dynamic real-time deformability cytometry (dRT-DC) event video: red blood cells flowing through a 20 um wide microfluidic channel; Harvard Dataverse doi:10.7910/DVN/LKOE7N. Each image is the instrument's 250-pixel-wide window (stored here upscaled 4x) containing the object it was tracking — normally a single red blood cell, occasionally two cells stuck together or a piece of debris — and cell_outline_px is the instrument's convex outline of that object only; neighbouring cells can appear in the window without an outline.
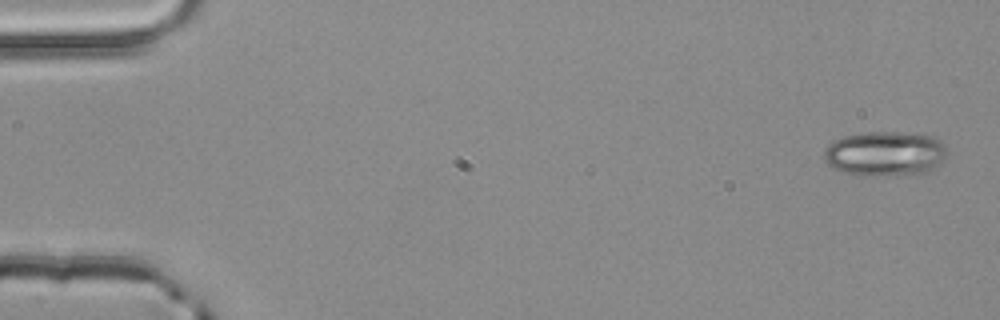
{"species": "common noctule bat (a hibernating species)", "species_latin": "Nyctalus noctula", "temperature_condition": "room temperature", "stored_images_in_passage": 4, "camera_frame_rate_fps": 3000, "um_per_image_px": 0.085, "animal": {"sex": "male", "body_mass_g": 20.4}, "frame": {"image": 1, "passage_image": 1, "time_ms": 0.0, "image_size_px": [1000, 320], "cell_outline_px": [[948, 156], [936, 172], [876, 176], [868, 176], [840, 172], [828, 164], [824, 160], [824, 148], [832, 140], [844, 136], [868, 132], [896, 132], [936, 136], [948, 148]], "centroid_in_image_um": [75.3, 13.07], "position_along_channel_um": 9.7, "area_um2": 33.0}}